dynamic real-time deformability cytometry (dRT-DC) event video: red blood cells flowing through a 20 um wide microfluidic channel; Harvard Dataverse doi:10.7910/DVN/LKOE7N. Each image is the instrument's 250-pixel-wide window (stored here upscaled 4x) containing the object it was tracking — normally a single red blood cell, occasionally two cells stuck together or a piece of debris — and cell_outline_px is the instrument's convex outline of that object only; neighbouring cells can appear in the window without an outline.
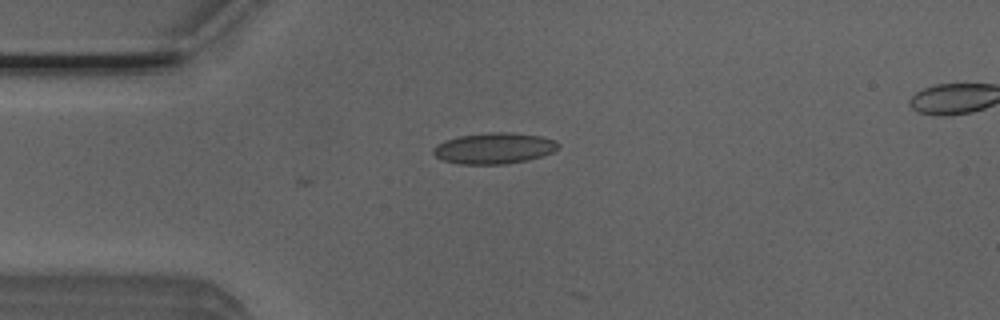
{"species": "Egyptian fruit bat (a non-hibernating species)", "species_latin": "Rousettus aegyptiacus", "temperature_condition": "room temperature", "stored_images_in_passage": 3, "camera_frame_rate_fps": 3000, "um_per_image_px": 0.085, "animal": {"sex": "male"}, "frame": {"image": 1, "passage_image": 3, "time_ms": 0.667, "image_size_px": [1000, 320], "cell_outline_px": [[560, 144], [552, 152], [528, 160], [504, 164], [456, 164], [444, 160], [436, 156], [432, 152], [432, 148], [436, 144], [444, 140], [460, 136], [492, 132], [512, 132], [540, 136], [556, 140]], "centroid_in_image_um": [41.97, 12.6], "position_along_channel_um": 43.0, "area_um2": 22.6}}